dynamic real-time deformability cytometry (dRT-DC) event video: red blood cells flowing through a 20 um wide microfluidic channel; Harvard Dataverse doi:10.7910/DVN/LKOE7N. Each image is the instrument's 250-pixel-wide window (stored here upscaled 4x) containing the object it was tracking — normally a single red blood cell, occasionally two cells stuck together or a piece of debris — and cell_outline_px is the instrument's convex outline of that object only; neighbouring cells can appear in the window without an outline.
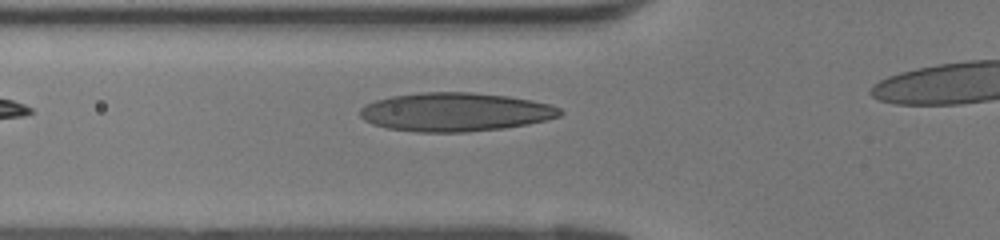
{"species": "human", "species_latin": "Homo sapiens", "temperature_condition": "room temperature", "stored_images_in_passage": 26, "camera_frame_rate_fps": 3000, "um_per_image_px": 0.085, "donor": {"sex": "female"}, "frame": {"image": 1, "passage_image": 5, "time_ms": 1.333, "image_size_px": [1000, 240], "cell_outline_px": [[564, 112], [560, 116], [548, 120], [528, 124], [504, 128], [468, 132], [416, 132], [388, 128], [372, 124], [364, 120], [360, 116], [360, 108], [376, 100], [392, 96], [420, 92], [472, 92], [508, 96], [532, 100], [552, 104], [560, 108]], "centroid_in_image_um": [38.74, 9.52], "position_along_channel_um": 87.1, "area_um2": 45.32}}
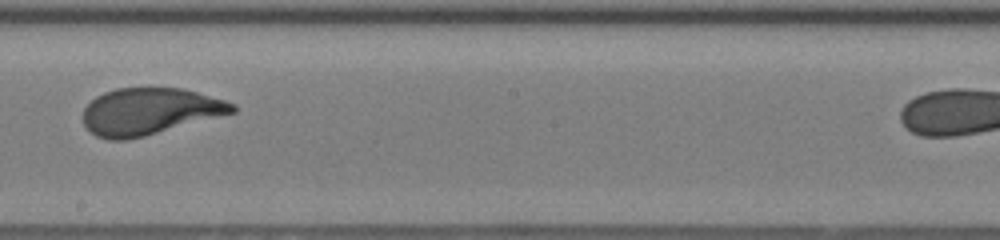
{"frame": {"image": 2, "passage_image": 14, "time_ms": 4.333, "image_size_px": [1000, 240], "cell_outline_px": [[236, 112], [144, 136], [128, 140], [108, 140], [96, 136], [84, 124], [84, 108], [96, 96], [104, 92], [116, 88], [180, 88], [196, 92], [224, 100], [236, 104]], "centroid_in_image_um": [12.71, 9.47], "position_along_channel_um": 235.5, "area_um2": 40.4}}
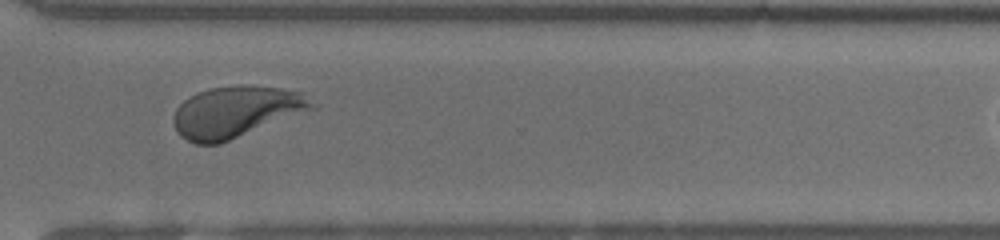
{"frame": {"image": 3, "passage_image": 21, "time_ms": 6.667, "image_size_px": [1000, 240], "cell_outline_px": [[320, 104], [316, 108], [220, 144], [196, 144], [180, 136], [172, 124], [172, 116], [176, 108], [184, 100], [208, 88], [236, 84], [248, 84], [280, 88], [304, 92]], "centroid_in_image_um": [20.1, 9.49], "position_along_channel_um": 350.5, "area_um2": 42.08}}